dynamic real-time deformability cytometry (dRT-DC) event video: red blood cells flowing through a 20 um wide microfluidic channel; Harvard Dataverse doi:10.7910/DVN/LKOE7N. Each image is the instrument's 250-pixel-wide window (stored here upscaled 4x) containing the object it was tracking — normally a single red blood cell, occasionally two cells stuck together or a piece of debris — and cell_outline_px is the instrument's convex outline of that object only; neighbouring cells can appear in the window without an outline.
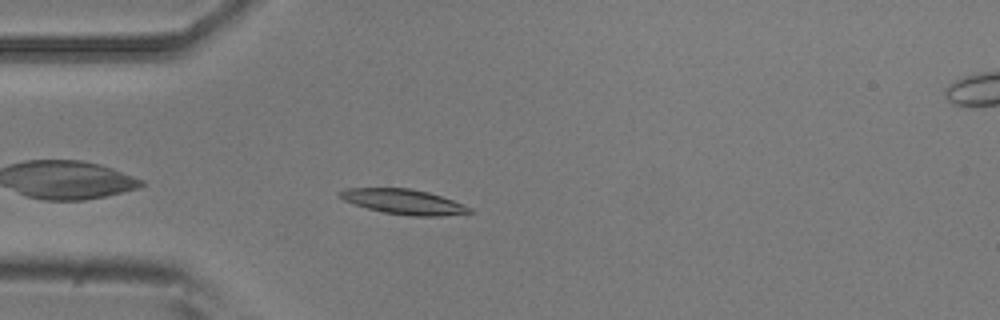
{"species": "common noctule bat (a hibernating species)", "species_latin": "Nyctalus noctula", "temperature_condition": "room temperature", "stored_images_in_passage": 5, "camera_frame_rate_fps": 3000, "um_per_image_px": 0.085, "animal": {"sex": "male", "body_mass_g": 20.5, "forearm_length_mm": 52.5}, "frame": {"image": 1, "passage_image": 5, "time_ms": 1.333, "image_size_px": [1000, 320], "cell_outline_px": [[476, 212], [444, 216], [412, 216], [384, 212], [368, 208], [344, 200], [336, 196], [344, 188], [408, 188], [428, 192], [464, 204], [472, 208]], "centroid_in_image_um": [34.35, 17.15], "position_along_channel_um": 50.6, "area_um2": 18.84}}